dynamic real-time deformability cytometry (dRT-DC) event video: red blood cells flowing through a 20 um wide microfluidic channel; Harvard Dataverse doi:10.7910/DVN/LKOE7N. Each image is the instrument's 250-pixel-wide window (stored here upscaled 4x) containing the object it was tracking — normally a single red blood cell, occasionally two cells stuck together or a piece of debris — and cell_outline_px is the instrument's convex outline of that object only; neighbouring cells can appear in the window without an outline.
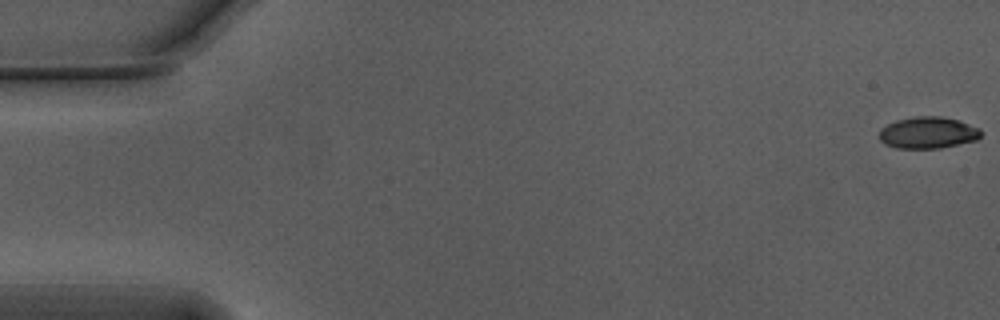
{"species": "Egyptian fruit bat (a non-hibernating species)", "species_latin": "Rousettus aegyptiacus", "temperature_condition": "warm", "stored_images_in_passage": 51, "camera_frame_rate_fps": 3000, "um_per_image_px": 0.085, "animal": {"sex": "male"}, "frame": {"image": 1, "passage_image": 1, "time_ms": 0.0, "image_size_px": [1000, 320], "cell_outline_px": [[980, 136], [976, 140], [940, 148], [896, 148], [884, 144], [880, 140], [880, 128], [896, 120], [912, 116], [940, 116], [960, 120], [980, 128]], "centroid_in_image_um": [78.86, 11.27], "position_along_channel_um": 6.1, "area_um2": 18.84}}
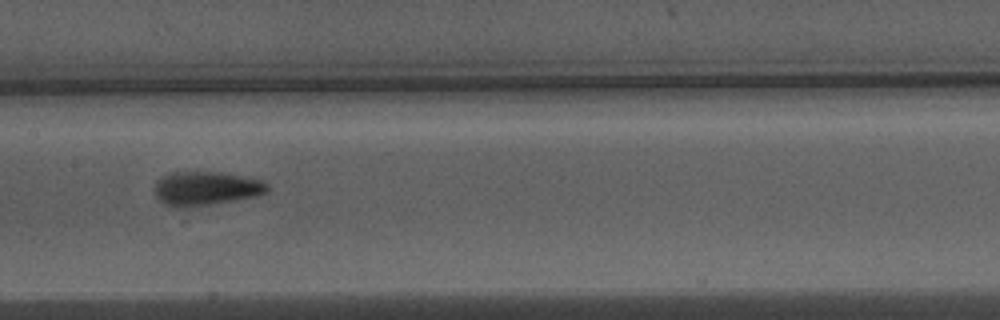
{"frame": {"image": 2, "passage_image": 28, "time_ms": 9.0, "image_size_px": [1000, 320], "cell_outline_px": [[268, 192], [256, 196], [188, 208], [176, 208], [164, 204], [156, 196], [156, 180], [172, 172], [220, 172], [260, 180], [268, 184]], "centroid_in_image_um": [17.49, 16.03], "position_along_channel_um": 189.9, "area_um2": 22.14}}
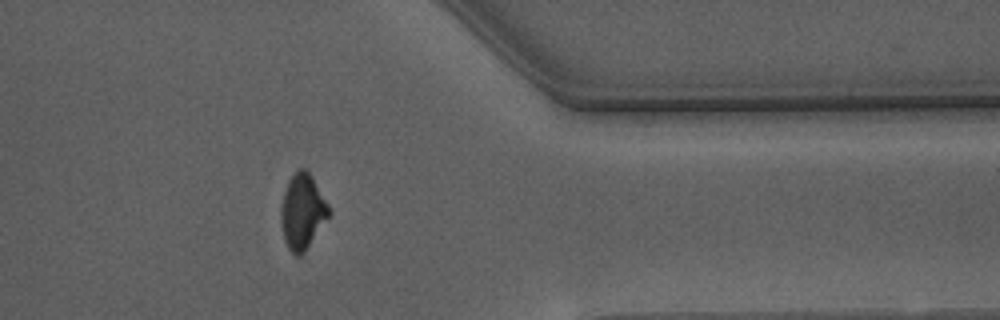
{"frame": {"image": 3, "passage_image": 45, "time_ms": 14.667, "image_size_px": [1000, 320], "cell_outline_px": [[332, 212], [304, 252], [300, 256], [296, 256], [288, 248], [284, 240], [280, 220], [280, 208], [284, 192], [288, 180], [300, 168], [304, 168], [312, 176], [328, 204]], "centroid_in_image_um": [25.7, 17.99], "position_along_channel_um": 385.7, "area_um2": 20.92}, "authors_computed_cell_mechanics": {"area_um2": 20.9236, "velocity_mm_per_s": 3.7552, "shape_relaxation_time_tau1_ms": 4.4894, "shape_relaxation_time_tau2_ms": 1.5858, "deformation_change_tau1": 0.1583, "deformation_change_tau2": 0.0747}}